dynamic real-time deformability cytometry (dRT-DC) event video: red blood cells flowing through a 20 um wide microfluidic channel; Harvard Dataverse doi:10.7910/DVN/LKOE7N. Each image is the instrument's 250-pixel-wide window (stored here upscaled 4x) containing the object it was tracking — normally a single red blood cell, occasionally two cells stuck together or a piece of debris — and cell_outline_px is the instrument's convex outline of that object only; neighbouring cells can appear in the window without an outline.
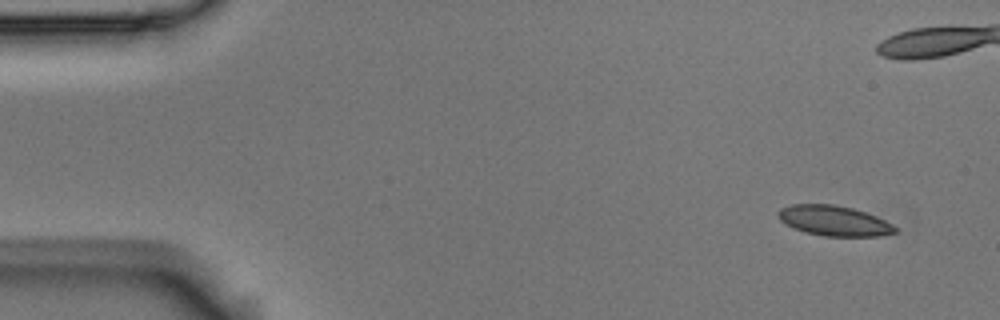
{"species": "Egyptian fruit bat (a non-hibernating species)", "species_latin": "Rousettus aegyptiacus", "temperature_condition": "room temperature", "stored_images_in_passage": 15, "camera_frame_rate_fps": 3000, "um_per_image_px": 0.085, "animal": {"sex": "male"}, "frame": {"image": 1, "passage_image": 1, "time_ms": 0.0, "image_size_px": [1000, 320], "cell_outline_px": [[896, 232], [880, 236], [824, 236], [804, 232], [780, 220], [776, 212], [780, 208], [792, 204], [832, 204], [852, 208], [876, 216], [892, 224], [896, 228]], "centroid_in_image_um": [70.88, 18.76], "position_along_channel_um": 14.1, "area_um2": 20.4}}